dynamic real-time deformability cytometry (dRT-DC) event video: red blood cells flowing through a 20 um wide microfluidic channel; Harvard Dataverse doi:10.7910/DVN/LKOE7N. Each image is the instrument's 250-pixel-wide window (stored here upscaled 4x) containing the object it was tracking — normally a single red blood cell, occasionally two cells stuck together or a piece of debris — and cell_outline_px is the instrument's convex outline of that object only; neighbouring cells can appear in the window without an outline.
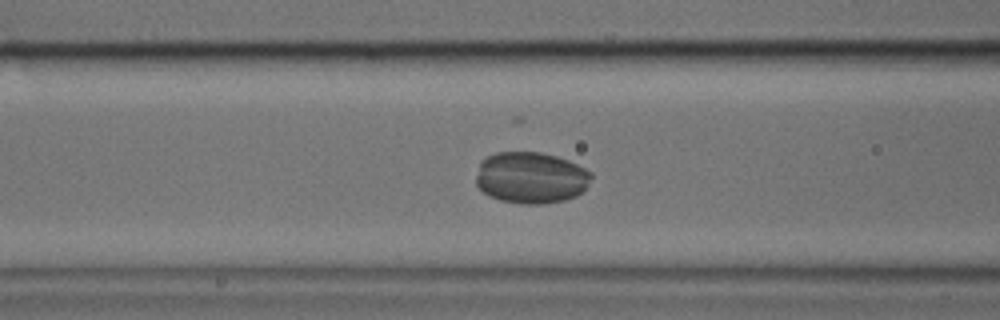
{"species": "common noctule bat (a hibernating species)", "species_latin": "Nyctalus noctula", "temperature_condition": "cold", "stored_images_in_passage": 50, "camera_frame_rate_fps": 3000, "um_per_image_px": 0.085, "animal": {"sex": "male", "body_mass_g": 17.9, "forearm_length_mm": 54.2}, "frame": {"image": 1, "passage_image": 20, "time_ms": 6.333, "image_size_px": [1000, 320], "cell_outline_px": [[592, 176], [584, 188], [576, 196], [564, 200], [544, 204], [520, 204], [500, 200], [488, 196], [476, 184], [476, 176], [480, 160], [496, 152], [540, 152], [556, 156], [568, 160], [592, 172]], "centroid_in_image_um": [45.1, 15.1], "position_along_channel_um": 121.5, "area_um2": 34.68}}
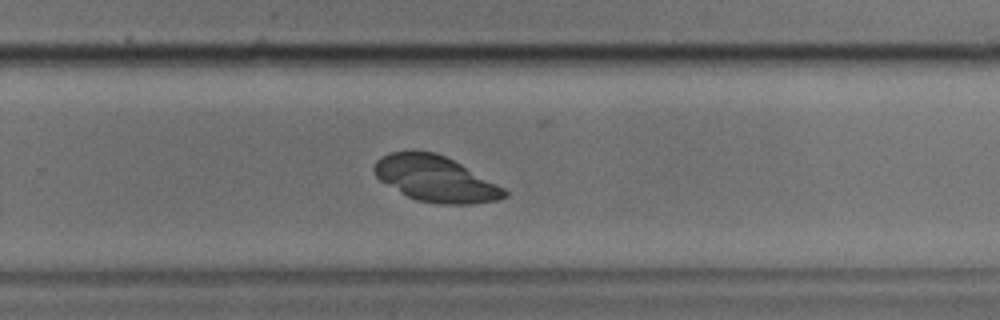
{"frame": {"image": 2, "passage_image": 33, "time_ms": 10.667, "image_size_px": [1000, 320], "cell_outline_px": [[508, 196], [496, 200], [472, 204], [440, 204], [416, 200], [408, 196], [380, 180], [376, 176], [372, 168], [376, 160], [380, 156], [392, 152], [436, 152], [460, 164], [504, 188], [508, 192]], "centroid_in_image_um": [37.0, 15.21], "position_along_channel_um": 292.8, "area_um2": 34.16}}
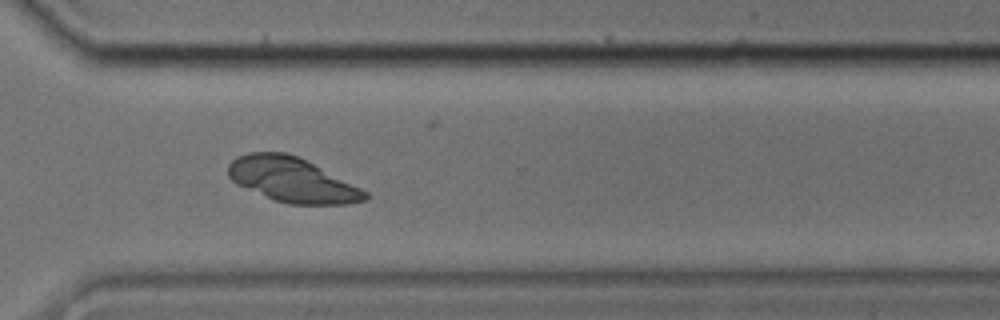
{"frame": {"image": 3, "passage_image": 37, "time_ms": 12.0, "image_size_px": [1000, 320], "cell_outline_px": [[368, 200], [344, 204], [288, 204], [276, 200], [236, 184], [228, 176], [228, 164], [236, 156], [248, 152], [284, 152], [296, 156], [368, 192]], "centroid_in_image_um": [24.78, 15.29], "position_along_channel_um": 345.8, "area_um2": 34.97}}